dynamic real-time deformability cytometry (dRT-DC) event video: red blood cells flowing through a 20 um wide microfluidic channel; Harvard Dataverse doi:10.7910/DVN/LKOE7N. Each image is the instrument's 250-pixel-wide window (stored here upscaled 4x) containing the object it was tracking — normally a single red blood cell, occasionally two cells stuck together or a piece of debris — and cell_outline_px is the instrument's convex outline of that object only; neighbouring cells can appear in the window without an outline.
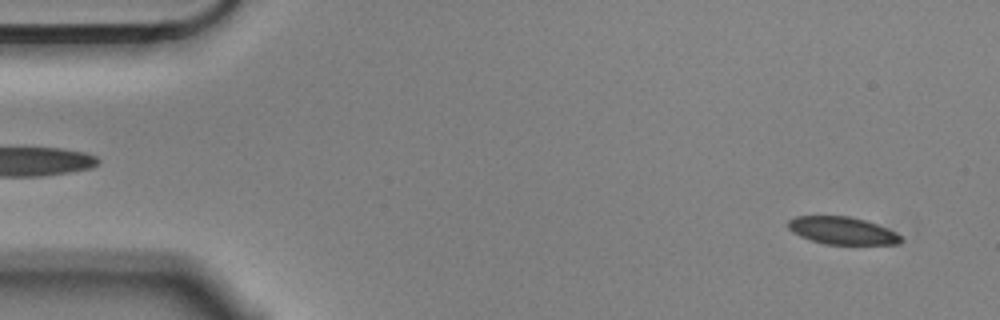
{"species": "Egyptian fruit bat (a non-hibernating species)", "species_latin": "Rousettus aegyptiacus", "temperature_condition": "cold", "stored_images_in_passage": 55, "camera_frame_rate_fps": 3000, "um_per_image_px": 0.085, "animal": {"sex": "male"}, "frame": {"image": 1, "passage_image": 3, "time_ms": 0.667, "image_size_px": [1000, 320], "cell_outline_px": [[904, 240], [900, 244], [824, 244], [800, 236], [792, 232], [788, 228], [788, 220], [796, 216], [848, 216], [864, 220], [876, 224], [896, 232], [904, 236]], "centroid_in_image_um": [71.62, 19.61], "position_along_channel_um": 13.4, "area_um2": 18.09}}
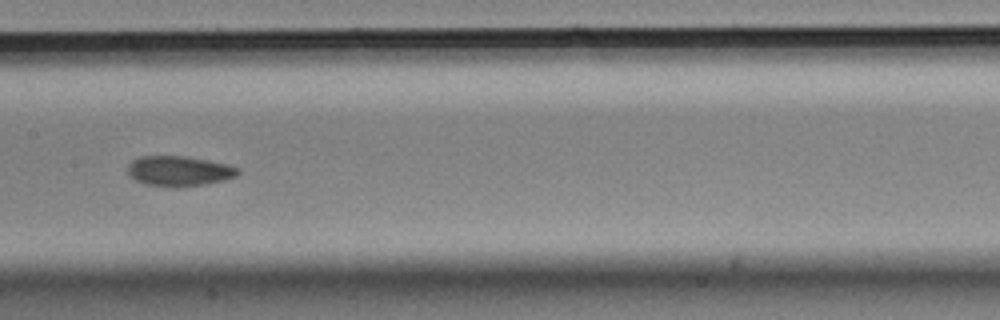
{"frame": {"image": 2, "passage_image": 27, "time_ms": 8.667, "image_size_px": [1000, 320], "cell_outline_px": [[240, 172], [236, 176], [224, 180], [204, 184], [180, 188], [172, 188], [144, 184], [136, 180], [128, 172], [128, 164], [132, 160], [140, 156], [188, 156], [228, 164], [240, 168]], "centroid_in_image_um": [15.24, 14.54], "position_along_channel_um": 192.2, "area_um2": 19.65}}
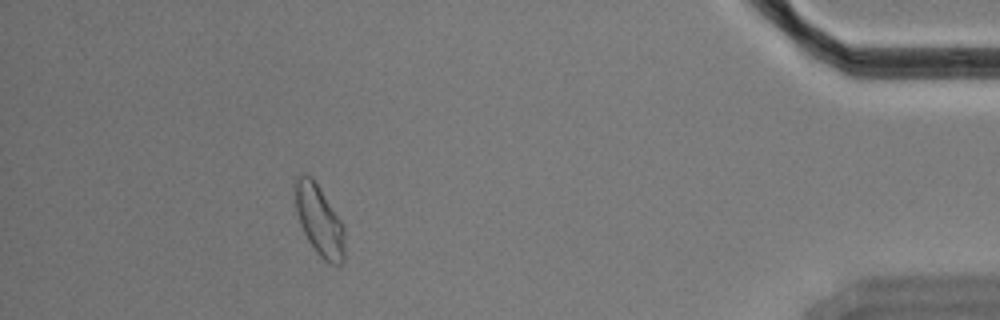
{"frame": {"image": 3, "passage_image": 50, "time_ms": 16.333, "image_size_px": [1000, 320], "cell_outline_px": [[344, 260], [340, 264], [332, 264], [324, 260], [316, 252], [308, 240], [300, 224], [296, 212], [292, 188], [296, 180], [304, 172], [312, 176], [344, 224]], "centroid_in_image_um": [27.12, 18.69], "position_along_channel_um": 408.1, "area_um2": 20.69}, "authors_computed_cell_mechanics": {"area_um2": 19.4786, "velocity_mm_per_s": 3.5368, "shape_relaxation_time_tau1_ms": 3.5715, "shape_relaxation_time_tau2_ms": 2.5385, "deformation_change_tau1": 0.1103, "deformation_change_tau2": 0.0773}}